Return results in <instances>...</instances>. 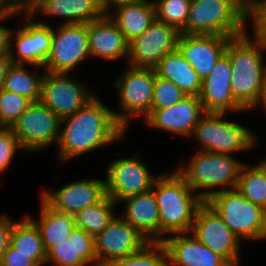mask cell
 I'll use <instances>...</instances> for the list:
<instances>
[{
  "label": "cell",
  "mask_w": 266,
  "mask_h": 266,
  "mask_svg": "<svg viewBox=\"0 0 266 266\" xmlns=\"http://www.w3.org/2000/svg\"><path fill=\"white\" fill-rule=\"evenodd\" d=\"M126 133L115 120L113 110L94 96L74 114L61 118L58 157L66 162L105 145H112L123 139Z\"/></svg>",
  "instance_id": "1"
},
{
  "label": "cell",
  "mask_w": 266,
  "mask_h": 266,
  "mask_svg": "<svg viewBox=\"0 0 266 266\" xmlns=\"http://www.w3.org/2000/svg\"><path fill=\"white\" fill-rule=\"evenodd\" d=\"M248 29L228 40L225 53L231 62L233 96L249 111L257 102L266 79V43L252 39Z\"/></svg>",
  "instance_id": "2"
},
{
  "label": "cell",
  "mask_w": 266,
  "mask_h": 266,
  "mask_svg": "<svg viewBox=\"0 0 266 266\" xmlns=\"http://www.w3.org/2000/svg\"><path fill=\"white\" fill-rule=\"evenodd\" d=\"M154 193L160 217V242L166 234L190 233L198 208L204 203L175 170L159 174Z\"/></svg>",
  "instance_id": "3"
},
{
  "label": "cell",
  "mask_w": 266,
  "mask_h": 266,
  "mask_svg": "<svg viewBox=\"0 0 266 266\" xmlns=\"http://www.w3.org/2000/svg\"><path fill=\"white\" fill-rule=\"evenodd\" d=\"M190 158L175 170L204 202L215 193L236 189L243 162L232 155L200 150Z\"/></svg>",
  "instance_id": "4"
},
{
  "label": "cell",
  "mask_w": 266,
  "mask_h": 266,
  "mask_svg": "<svg viewBox=\"0 0 266 266\" xmlns=\"http://www.w3.org/2000/svg\"><path fill=\"white\" fill-rule=\"evenodd\" d=\"M228 113L205 112L193 129L200 151L233 155L257 145L256 134L237 121H228ZM225 118V120H224Z\"/></svg>",
  "instance_id": "5"
},
{
  "label": "cell",
  "mask_w": 266,
  "mask_h": 266,
  "mask_svg": "<svg viewBox=\"0 0 266 266\" xmlns=\"http://www.w3.org/2000/svg\"><path fill=\"white\" fill-rule=\"evenodd\" d=\"M206 203L240 240H266V211L238 190L215 193Z\"/></svg>",
  "instance_id": "6"
},
{
  "label": "cell",
  "mask_w": 266,
  "mask_h": 266,
  "mask_svg": "<svg viewBox=\"0 0 266 266\" xmlns=\"http://www.w3.org/2000/svg\"><path fill=\"white\" fill-rule=\"evenodd\" d=\"M180 32L232 38L246 32V21L232 0H191L186 26Z\"/></svg>",
  "instance_id": "7"
},
{
  "label": "cell",
  "mask_w": 266,
  "mask_h": 266,
  "mask_svg": "<svg viewBox=\"0 0 266 266\" xmlns=\"http://www.w3.org/2000/svg\"><path fill=\"white\" fill-rule=\"evenodd\" d=\"M127 67L115 81L120 112L113 111L115 120L125 130H128L131 119L145 118L151 112L156 77L153 68Z\"/></svg>",
  "instance_id": "8"
},
{
  "label": "cell",
  "mask_w": 266,
  "mask_h": 266,
  "mask_svg": "<svg viewBox=\"0 0 266 266\" xmlns=\"http://www.w3.org/2000/svg\"><path fill=\"white\" fill-rule=\"evenodd\" d=\"M56 28H52L51 50L43 72L69 74L82 61L91 58L88 23L59 24Z\"/></svg>",
  "instance_id": "9"
},
{
  "label": "cell",
  "mask_w": 266,
  "mask_h": 266,
  "mask_svg": "<svg viewBox=\"0 0 266 266\" xmlns=\"http://www.w3.org/2000/svg\"><path fill=\"white\" fill-rule=\"evenodd\" d=\"M61 119L48 107L31 102L10 127L22 150L39 152L58 143Z\"/></svg>",
  "instance_id": "10"
},
{
  "label": "cell",
  "mask_w": 266,
  "mask_h": 266,
  "mask_svg": "<svg viewBox=\"0 0 266 266\" xmlns=\"http://www.w3.org/2000/svg\"><path fill=\"white\" fill-rule=\"evenodd\" d=\"M22 17V21L25 20L22 27L18 22L17 28L15 27L10 35L11 61L14 64L33 66L35 69L43 68L51 50L52 27L45 21H34L27 12ZM12 40H15V43Z\"/></svg>",
  "instance_id": "11"
},
{
  "label": "cell",
  "mask_w": 266,
  "mask_h": 266,
  "mask_svg": "<svg viewBox=\"0 0 266 266\" xmlns=\"http://www.w3.org/2000/svg\"><path fill=\"white\" fill-rule=\"evenodd\" d=\"M191 233L231 266L239 265L241 240L206 202L197 210Z\"/></svg>",
  "instance_id": "12"
},
{
  "label": "cell",
  "mask_w": 266,
  "mask_h": 266,
  "mask_svg": "<svg viewBox=\"0 0 266 266\" xmlns=\"http://www.w3.org/2000/svg\"><path fill=\"white\" fill-rule=\"evenodd\" d=\"M139 152L132 157H123L111 162L106 171L105 190L117 204L134 195L152 190L154 181L158 177L138 158Z\"/></svg>",
  "instance_id": "13"
},
{
  "label": "cell",
  "mask_w": 266,
  "mask_h": 266,
  "mask_svg": "<svg viewBox=\"0 0 266 266\" xmlns=\"http://www.w3.org/2000/svg\"><path fill=\"white\" fill-rule=\"evenodd\" d=\"M181 32L157 19L128 45L127 64L134 68H154L168 53L177 50Z\"/></svg>",
  "instance_id": "14"
},
{
  "label": "cell",
  "mask_w": 266,
  "mask_h": 266,
  "mask_svg": "<svg viewBox=\"0 0 266 266\" xmlns=\"http://www.w3.org/2000/svg\"><path fill=\"white\" fill-rule=\"evenodd\" d=\"M94 96L70 74L45 71L41 82L40 102L60 119L74 114Z\"/></svg>",
  "instance_id": "15"
},
{
  "label": "cell",
  "mask_w": 266,
  "mask_h": 266,
  "mask_svg": "<svg viewBox=\"0 0 266 266\" xmlns=\"http://www.w3.org/2000/svg\"><path fill=\"white\" fill-rule=\"evenodd\" d=\"M149 241L122 217L113 221L94 237L98 266L139 252Z\"/></svg>",
  "instance_id": "16"
},
{
  "label": "cell",
  "mask_w": 266,
  "mask_h": 266,
  "mask_svg": "<svg viewBox=\"0 0 266 266\" xmlns=\"http://www.w3.org/2000/svg\"><path fill=\"white\" fill-rule=\"evenodd\" d=\"M39 194L54 210L75 216L80 210L100 202L106 196L105 180H76L55 191L44 189Z\"/></svg>",
  "instance_id": "17"
},
{
  "label": "cell",
  "mask_w": 266,
  "mask_h": 266,
  "mask_svg": "<svg viewBox=\"0 0 266 266\" xmlns=\"http://www.w3.org/2000/svg\"><path fill=\"white\" fill-rule=\"evenodd\" d=\"M231 78V62L229 56L224 53L209 75L202 80L199 99L205 112L240 114L246 111L233 96Z\"/></svg>",
  "instance_id": "18"
},
{
  "label": "cell",
  "mask_w": 266,
  "mask_h": 266,
  "mask_svg": "<svg viewBox=\"0 0 266 266\" xmlns=\"http://www.w3.org/2000/svg\"><path fill=\"white\" fill-rule=\"evenodd\" d=\"M205 114L197 96H185L176 104L163 109H151L142 119L149 128L165 130L189 138L199 119Z\"/></svg>",
  "instance_id": "19"
},
{
  "label": "cell",
  "mask_w": 266,
  "mask_h": 266,
  "mask_svg": "<svg viewBox=\"0 0 266 266\" xmlns=\"http://www.w3.org/2000/svg\"><path fill=\"white\" fill-rule=\"evenodd\" d=\"M229 39L230 37L218 35H188L181 33L177 49L203 80L225 53Z\"/></svg>",
  "instance_id": "20"
},
{
  "label": "cell",
  "mask_w": 266,
  "mask_h": 266,
  "mask_svg": "<svg viewBox=\"0 0 266 266\" xmlns=\"http://www.w3.org/2000/svg\"><path fill=\"white\" fill-rule=\"evenodd\" d=\"M171 235L162 241L167 251L168 266H231L191 232Z\"/></svg>",
  "instance_id": "21"
},
{
  "label": "cell",
  "mask_w": 266,
  "mask_h": 266,
  "mask_svg": "<svg viewBox=\"0 0 266 266\" xmlns=\"http://www.w3.org/2000/svg\"><path fill=\"white\" fill-rule=\"evenodd\" d=\"M128 45L124 35L109 15L88 23L90 56L107 61L128 58Z\"/></svg>",
  "instance_id": "22"
},
{
  "label": "cell",
  "mask_w": 266,
  "mask_h": 266,
  "mask_svg": "<svg viewBox=\"0 0 266 266\" xmlns=\"http://www.w3.org/2000/svg\"><path fill=\"white\" fill-rule=\"evenodd\" d=\"M28 14L64 18L60 24L89 23L106 15L100 0H40Z\"/></svg>",
  "instance_id": "23"
},
{
  "label": "cell",
  "mask_w": 266,
  "mask_h": 266,
  "mask_svg": "<svg viewBox=\"0 0 266 266\" xmlns=\"http://www.w3.org/2000/svg\"><path fill=\"white\" fill-rule=\"evenodd\" d=\"M46 263L54 266H98L94 237L74 227L66 240L47 253Z\"/></svg>",
  "instance_id": "24"
},
{
  "label": "cell",
  "mask_w": 266,
  "mask_h": 266,
  "mask_svg": "<svg viewBox=\"0 0 266 266\" xmlns=\"http://www.w3.org/2000/svg\"><path fill=\"white\" fill-rule=\"evenodd\" d=\"M121 217L131 224L149 242H160V217L152 190L127 197Z\"/></svg>",
  "instance_id": "25"
},
{
  "label": "cell",
  "mask_w": 266,
  "mask_h": 266,
  "mask_svg": "<svg viewBox=\"0 0 266 266\" xmlns=\"http://www.w3.org/2000/svg\"><path fill=\"white\" fill-rule=\"evenodd\" d=\"M153 69L156 76L172 81L187 96L199 97L202 79L178 49L166 54Z\"/></svg>",
  "instance_id": "26"
},
{
  "label": "cell",
  "mask_w": 266,
  "mask_h": 266,
  "mask_svg": "<svg viewBox=\"0 0 266 266\" xmlns=\"http://www.w3.org/2000/svg\"><path fill=\"white\" fill-rule=\"evenodd\" d=\"M129 43L145 32L156 19L153 0L122 5L108 14Z\"/></svg>",
  "instance_id": "27"
},
{
  "label": "cell",
  "mask_w": 266,
  "mask_h": 266,
  "mask_svg": "<svg viewBox=\"0 0 266 266\" xmlns=\"http://www.w3.org/2000/svg\"><path fill=\"white\" fill-rule=\"evenodd\" d=\"M40 218L33 219L27 215L39 229L44 249L48 253L54 246L66 240L75 227L74 216L60 213L50 207L42 198L40 200Z\"/></svg>",
  "instance_id": "28"
},
{
  "label": "cell",
  "mask_w": 266,
  "mask_h": 266,
  "mask_svg": "<svg viewBox=\"0 0 266 266\" xmlns=\"http://www.w3.org/2000/svg\"><path fill=\"white\" fill-rule=\"evenodd\" d=\"M22 219L13 221L9 244L17 249V252L28 254L39 266H43L47 253L39 229L27 215Z\"/></svg>",
  "instance_id": "29"
},
{
  "label": "cell",
  "mask_w": 266,
  "mask_h": 266,
  "mask_svg": "<svg viewBox=\"0 0 266 266\" xmlns=\"http://www.w3.org/2000/svg\"><path fill=\"white\" fill-rule=\"evenodd\" d=\"M27 68V65L12 63L7 70L3 89L24 96L31 102H39L45 71L31 74Z\"/></svg>",
  "instance_id": "30"
},
{
  "label": "cell",
  "mask_w": 266,
  "mask_h": 266,
  "mask_svg": "<svg viewBox=\"0 0 266 266\" xmlns=\"http://www.w3.org/2000/svg\"><path fill=\"white\" fill-rule=\"evenodd\" d=\"M116 205L117 203L106 195L100 202L80 210L74 216L75 227L96 237L117 216L114 212Z\"/></svg>",
  "instance_id": "31"
},
{
  "label": "cell",
  "mask_w": 266,
  "mask_h": 266,
  "mask_svg": "<svg viewBox=\"0 0 266 266\" xmlns=\"http://www.w3.org/2000/svg\"><path fill=\"white\" fill-rule=\"evenodd\" d=\"M236 190L246 199L266 211V165H242L237 180Z\"/></svg>",
  "instance_id": "32"
},
{
  "label": "cell",
  "mask_w": 266,
  "mask_h": 266,
  "mask_svg": "<svg viewBox=\"0 0 266 266\" xmlns=\"http://www.w3.org/2000/svg\"><path fill=\"white\" fill-rule=\"evenodd\" d=\"M106 266H168L162 242H149L134 255L112 260Z\"/></svg>",
  "instance_id": "33"
},
{
  "label": "cell",
  "mask_w": 266,
  "mask_h": 266,
  "mask_svg": "<svg viewBox=\"0 0 266 266\" xmlns=\"http://www.w3.org/2000/svg\"><path fill=\"white\" fill-rule=\"evenodd\" d=\"M155 16L181 31L186 26L191 0H154Z\"/></svg>",
  "instance_id": "34"
},
{
  "label": "cell",
  "mask_w": 266,
  "mask_h": 266,
  "mask_svg": "<svg viewBox=\"0 0 266 266\" xmlns=\"http://www.w3.org/2000/svg\"><path fill=\"white\" fill-rule=\"evenodd\" d=\"M30 104L26 97L0 89V126L10 128Z\"/></svg>",
  "instance_id": "35"
},
{
  "label": "cell",
  "mask_w": 266,
  "mask_h": 266,
  "mask_svg": "<svg viewBox=\"0 0 266 266\" xmlns=\"http://www.w3.org/2000/svg\"><path fill=\"white\" fill-rule=\"evenodd\" d=\"M187 96L172 81L155 77L151 109L168 108Z\"/></svg>",
  "instance_id": "36"
},
{
  "label": "cell",
  "mask_w": 266,
  "mask_h": 266,
  "mask_svg": "<svg viewBox=\"0 0 266 266\" xmlns=\"http://www.w3.org/2000/svg\"><path fill=\"white\" fill-rule=\"evenodd\" d=\"M21 149V146L16 139L12 130L8 127L0 128V175L5 172L8 166L13 161L16 152Z\"/></svg>",
  "instance_id": "37"
},
{
  "label": "cell",
  "mask_w": 266,
  "mask_h": 266,
  "mask_svg": "<svg viewBox=\"0 0 266 266\" xmlns=\"http://www.w3.org/2000/svg\"><path fill=\"white\" fill-rule=\"evenodd\" d=\"M246 27L251 21L252 37L266 43V0L263 1L250 15L245 18Z\"/></svg>",
  "instance_id": "38"
},
{
  "label": "cell",
  "mask_w": 266,
  "mask_h": 266,
  "mask_svg": "<svg viewBox=\"0 0 266 266\" xmlns=\"http://www.w3.org/2000/svg\"><path fill=\"white\" fill-rule=\"evenodd\" d=\"M5 266H39L28 254L17 252L10 244L1 258Z\"/></svg>",
  "instance_id": "39"
},
{
  "label": "cell",
  "mask_w": 266,
  "mask_h": 266,
  "mask_svg": "<svg viewBox=\"0 0 266 266\" xmlns=\"http://www.w3.org/2000/svg\"><path fill=\"white\" fill-rule=\"evenodd\" d=\"M13 221L8 215H0V261L10 242Z\"/></svg>",
  "instance_id": "40"
},
{
  "label": "cell",
  "mask_w": 266,
  "mask_h": 266,
  "mask_svg": "<svg viewBox=\"0 0 266 266\" xmlns=\"http://www.w3.org/2000/svg\"><path fill=\"white\" fill-rule=\"evenodd\" d=\"M25 13L24 0H0V17H15Z\"/></svg>",
  "instance_id": "41"
},
{
  "label": "cell",
  "mask_w": 266,
  "mask_h": 266,
  "mask_svg": "<svg viewBox=\"0 0 266 266\" xmlns=\"http://www.w3.org/2000/svg\"><path fill=\"white\" fill-rule=\"evenodd\" d=\"M12 17H0V22ZM12 28L0 24V55H7L10 51V35Z\"/></svg>",
  "instance_id": "42"
},
{
  "label": "cell",
  "mask_w": 266,
  "mask_h": 266,
  "mask_svg": "<svg viewBox=\"0 0 266 266\" xmlns=\"http://www.w3.org/2000/svg\"><path fill=\"white\" fill-rule=\"evenodd\" d=\"M265 0H232L235 8L244 18L250 15Z\"/></svg>",
  "instance_id": "43"
},
{
  "label": "cell",
  "mask_w": 266,
  "mask_h": 266,
  "mask_svg": "<svg viewBox=\"0 0 266 266\" xmlns=\"http://www.w3.org/2000/svg\"><path fill=\"white\" fill-rule=\"evenodd\" d=\"M138 1L140 0H100L106 15H108L111 11H113L117 7L127 4H133Z\"/></svg>",
  "instance_id": "44"
},
{
  "label": "cell",
  "mask_w": 266,
  "mask_h": 266,
  "mask_svg": "<svg viewBox=\"0 0 266 266\" xmlns=\"http://www.w3.org/2000/svg\"><path fill=\"white\" fill-rule=\"evenodd\" d=\"M12 64L10 55H0V89L4 86V79L9 66Z\"/></svg>",
  "instance_id": "45"
},
{
  "label": "cell",
  "mask_w": 266,
  "mask_h": 266,
  "mask_svg": "<svg viewBox=\"0 0 266 266\" xmlns=\"http://www.w3.org/2000/svg\"><path fill=\"white\" fill-rule=\"evenodd\" d=\"M260 105L263 108L262 110H264L266 113V79H265L264 83L262 84L259 98L251 109H255L257 107H260Z\"/></svg>",
  "instance_id": "46"
},
{
  "label": "cell",
  "mask_w": 266,
  "mask_h": 266,
  "mask_svg": "<svg viewBox=\"0 0 266 266\" xmlns=\"http://www.w3.org/2000/svg\"><path fill=\"white\" fill-rule=\"evenodd\" d=\"M40 0H24L25 10L28 13Z\"/></svg>",
  "instance_id": "47"
},
{
  "label": "cell",
  "mask_w": 266,
  "mask_h": 266,
  "mask_svg": "<svg viewBox=\"0 0 266 266\" xmlns=\"http://www.w3.org/2000/svg\"><path fill=\"white\" fill-rule=\"evenodd\" d=\"M265 165H266V159H264V160H261Z\"/></svg>",
  "instance_id": "48"
}]
</instances>
